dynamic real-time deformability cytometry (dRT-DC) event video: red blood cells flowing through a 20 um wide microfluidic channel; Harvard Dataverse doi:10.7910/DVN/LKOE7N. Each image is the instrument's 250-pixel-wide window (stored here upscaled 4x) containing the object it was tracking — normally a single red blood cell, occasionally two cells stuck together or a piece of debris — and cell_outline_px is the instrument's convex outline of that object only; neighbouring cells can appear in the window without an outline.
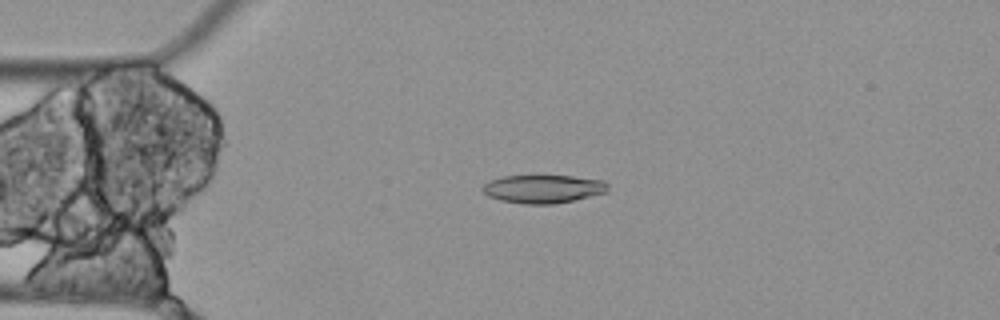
{"species": "Egyptian fruit bat (a non-hibernating species)", "species_latin": "Rousettus aegyptiacus", "temperature_condition": "cold", "stored_images_in_passage": 8, "camera_frame_rate_fps": 3000, "um_per_image_px": 0.085, "animal": {"sex": "female"}, "frame": {"image": 1, "passage_image": 4, "time_ms": 1.0, "image_size_px": [1000, 320], "cell_outline_px": [[608, 192], [572, 200], [552, 204], [524, 204], [500, 200], [488, 196], [480, 188], [488, 180], [500, 176], [572, 176], [604, 180], [608, 184]], "centroid_in_image_um": [46.14, 16.05], "position_along_channel_um": 38.9, "area_um2": 20.69}}
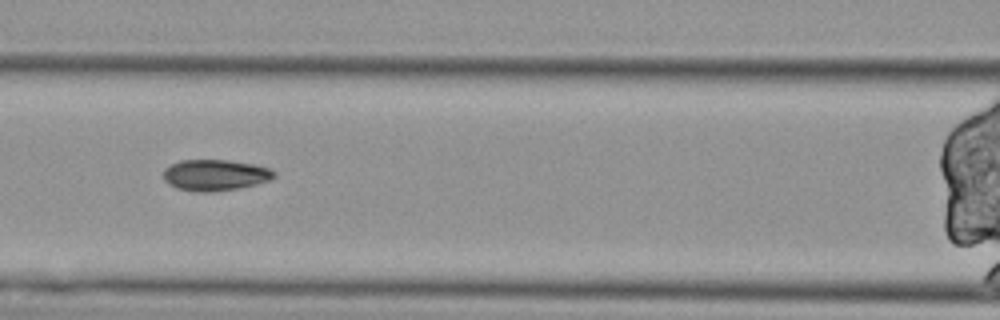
{"frame": {"image": 2, "passage_image": 7, "time_ms": 2.0, "image_size_px": [1000, 320], "cell_outline_px": [[276, 176], [268, 180], [256, 184], [236, 188], [204, 192], [196, 192], [176, 188], [168, 184], [164, 180], [164, 168], [180, 160], [228, 160], [256, 164], [268, 168], [276, 172]], "centroid_in_image_um": [18.27, 14.87], "position_along_channel_um": 148.3, "area_um2": 20.0}}
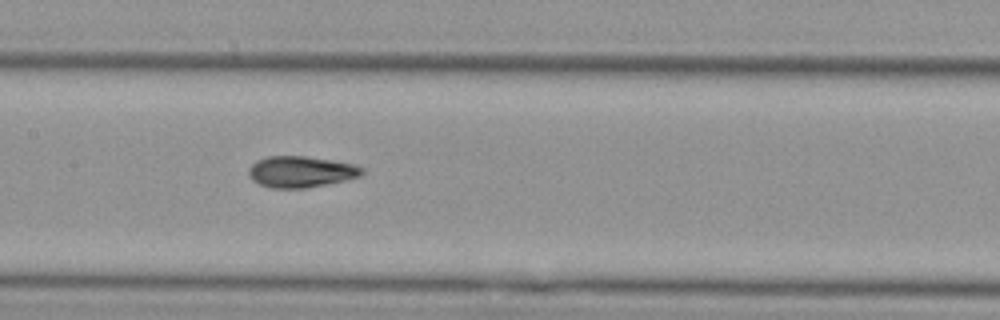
{"frame": {"image": 3, "passage_image": 8, "time_ms": 2.333, "image_size_px": [1000, 320], "cell_outline_px": [[364, 172], [360, 176], [344, 180], [304, 188], [272, 188], [260, 184], [252, 180], [248, 172], [248, 168], [256, 160], [268, 156], [304, 156], [332, 160], [352, 164], [364, 168]], "centroid_in_image_um": [25.55, 14.59], "position_along_channel_um": 181.9, "area_um2": 20.46}}